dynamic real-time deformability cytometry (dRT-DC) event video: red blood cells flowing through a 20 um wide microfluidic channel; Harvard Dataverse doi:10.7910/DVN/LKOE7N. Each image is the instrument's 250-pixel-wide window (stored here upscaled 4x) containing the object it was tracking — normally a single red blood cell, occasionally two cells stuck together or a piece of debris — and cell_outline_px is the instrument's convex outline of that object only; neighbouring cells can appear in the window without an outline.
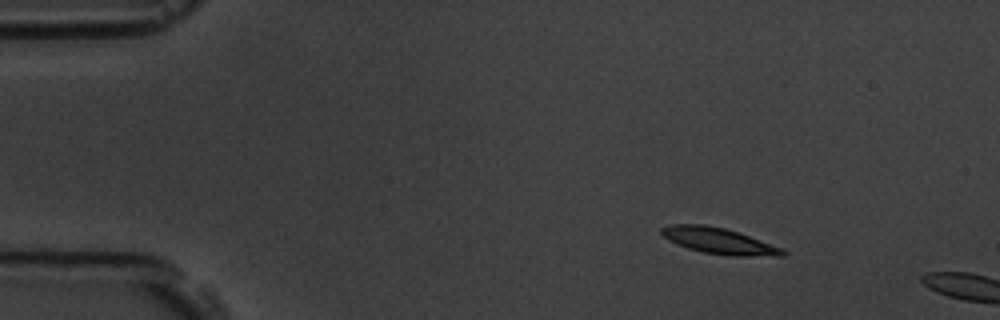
{"species": "common noctule bat (a hibernating species)", "species_latin": "Nyctalus noctula", "temperature_condition": "room temperature", "stored_images_in_passage": 3, "camera_frame_rate_fps": 3000, "um_per_image_px": 0.085, "animal": {"sex": "male", "body_mass_g": 19.5, "forearm_length_mm": 54.6}, "frame": {"image": 1, "passage_image": 2, "time_ms": 1.333, "image_size_px": [1000, 320], "cell_outline_px": [[788, 252], [784, 256], [732, 256], [704, 252], [688, 248], [676, 244], [668, 240], [660, 232], [660, 228], [668, 224], [704, 224], [724, 228], [740, 232], [784, 248]], "centroid_in_image_um": [61.15, 20.47], "position_along_channel_um": 23.9, "area_um2": 18.67}}